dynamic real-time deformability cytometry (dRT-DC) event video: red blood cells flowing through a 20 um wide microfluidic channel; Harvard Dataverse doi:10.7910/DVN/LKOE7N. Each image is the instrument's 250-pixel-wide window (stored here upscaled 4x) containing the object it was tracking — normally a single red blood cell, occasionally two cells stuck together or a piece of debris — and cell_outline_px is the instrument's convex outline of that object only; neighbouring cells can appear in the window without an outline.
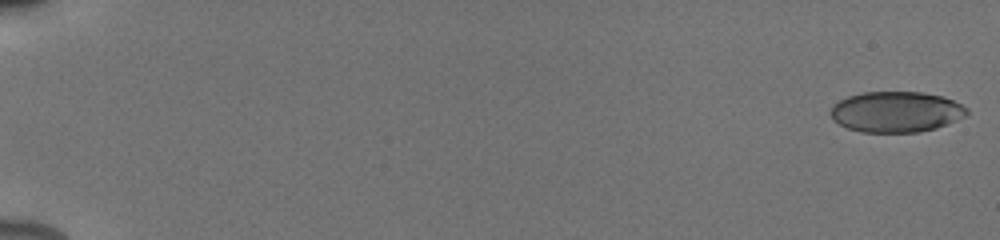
{"species": "human", "species_latin": "Homo sapiens", "temperature_condition": "cold", "stored_images_in_passage": 54, "camera_frame_rate_fps": 3000, "um_per_image_px": 0.085, "donor": {"sex": "male"}, "frame": {"image": 1, "passage_image": 1, "time_ms": 0.0, "image_size_px": [1000, 240], "cell_outline_px": [[968, 112], [964, 116], [956, 120], [936, 128], [920, 132], [860, 132], [848, 128], [832, 120], [828, 112], [832, 104], [848, 96], [864, 92], [924, 92], [944, 96], [968, 108]], "centroid_in_image_um": [76.13, 9.5], "position_along_channel_um": 8.9, "area_um2": 32.54}}
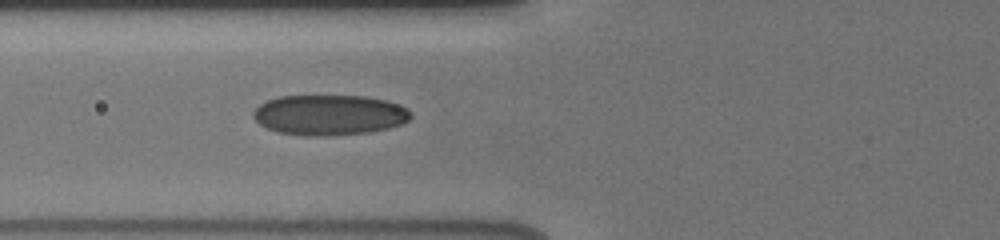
{"frame": {"image": 2, "passage_image": 23, "time_ms": 7.333, "image_size_px": [1000, 240], "cell_outline_px": [[412, 116], [408, 120], [400, 124], [388, 128], [368, 132], [324, 136], [308, 136], [276, 132], [260, 124], [252, 116], [252, 112], [260, 104], [268, 100], [280, 96], [364, 96], [388, 100], [400, 104], [408, 108], [412, 112]], "centroid_in_image_um": [28.01, 9.76], "position_along_channel_um": 97.8, "area_um2": 37.17}}
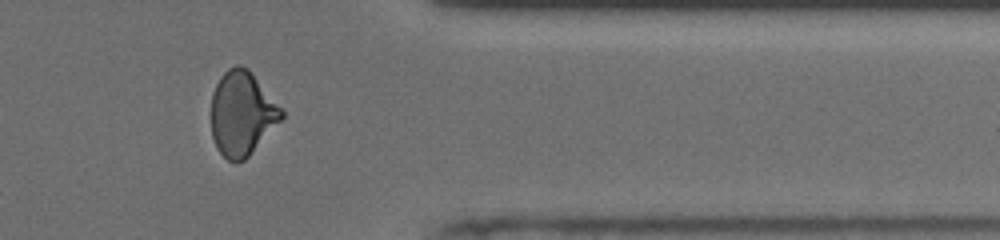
{"frame": {"image": 3, "passage_image": 46, "time_ms": 15.0, "image_size_px": [1000, 240], "cell_outline_px": [[284, 116], [248, 156], [244, 160], [236, 164], [228, 160], [216, 148], [212, 136], [212, 92], [220, 76], [228, 68], [236, 64], [240, 64], [248, 68], [284, 112]], "centroid_in_image_um": [20.54, 9.64], "position_along_channel_um": 390.9, "area_um2": 34.22}, "authors_computed_cell_mechanics": {"area_um2": 34.6511, "velocity_mm_per_s": 3.9329, "shape_relaxation_time_tau1_ms": 5.611, "shape_relaxation_time_tau2_ms": 1.4729, "deformation_change_tau1": 0.157, "deformation_change_tau2": 0.0758}}